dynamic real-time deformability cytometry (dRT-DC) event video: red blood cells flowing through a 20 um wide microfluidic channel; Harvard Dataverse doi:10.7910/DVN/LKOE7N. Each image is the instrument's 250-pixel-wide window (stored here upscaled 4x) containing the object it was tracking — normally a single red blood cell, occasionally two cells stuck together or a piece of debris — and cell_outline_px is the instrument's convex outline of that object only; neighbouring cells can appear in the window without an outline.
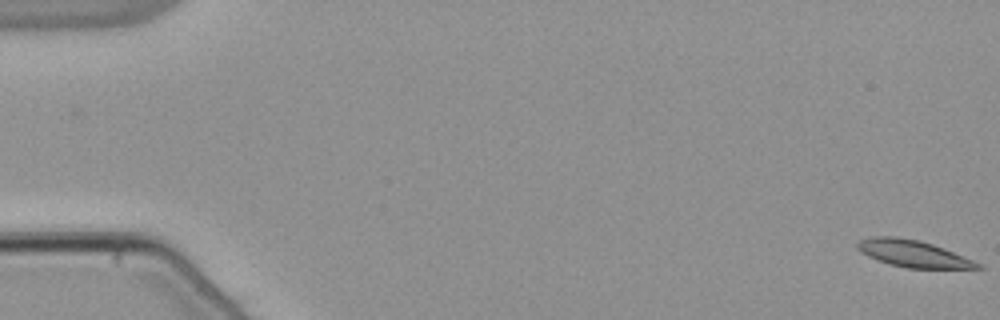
{"species": "common noctule bat (a hibernating species)", "species_latin": "Nyctalus noctula", "temperature_condition": "warm", "stored_images_in_passage": 56, "camera_frame_rate_fps": 3000, "um_per_image_px": 0.085, "animal": {"sex": "male", "body_mass_g": 21.5, "forearm_length_mm": 52.0}, "frame": {"image": 1, "passage_image": 1, "time_ms": 0.0, "image_size_px": [1000, 320], "cell_outline_px": [[984, 268], [908, 268], [888, 264], [868, 256], [860, 252], [856, 248], [856, 244], [860, 240], [872, 236], [896, 236], [920, 240], [944, 248], [984, 264]], "centroid_in_image_um": [77.62, 21.55], "position_along_channel_um": 7.4, "area_um2": 18.96}}
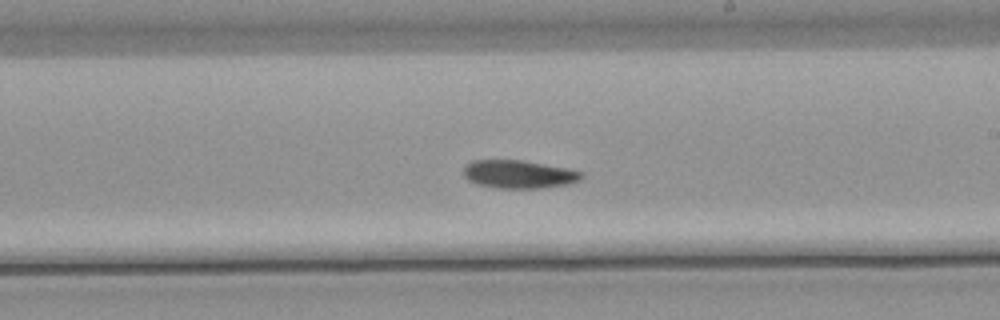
{"frame": {"image": 2, "passage_image": 33, "time_ms": 10.667, "image_size_px": [1000, 320], "cell_outline_px": [[584, 176], [580, 180], [568, 184], [544, 188], [496, 188], [476, 184], [468, 180], [464, 176], [464, 164], [472, 160], [520, 160], [564, 168], [584, 172]], "centroid_in_image_um": [44.07, 14.82], "position_along_channel_um": 244.9, "area_um2": 19.36}}
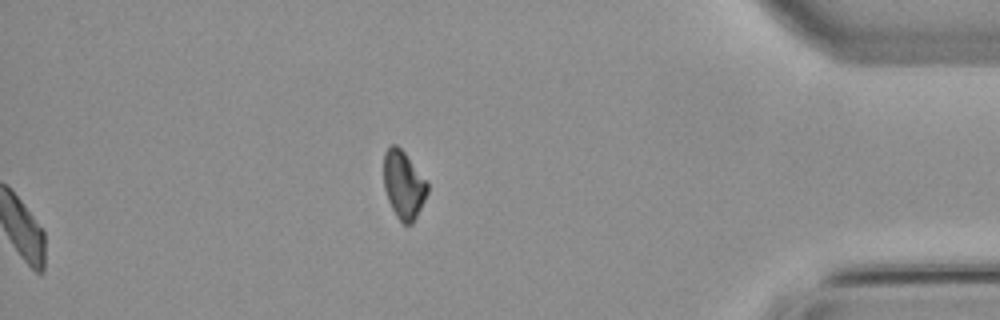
{"frame": {"image": 3, "passage_image": 56, "time_ms": 18.333, "image_size_px": [1000, 320], "cell_outline_px": [[428, 192], [412, 224], [404, 224], [396, 216], [388, 200], [384, 188], [384, 152], [388, 144], [396, 144], [404, 152], [428, 184]], "centroid_in_image_um": [34.27, 15.68], "position_along_channel_um": 400.9, "area_um2": 17.05}, "authors_computed_cell_mechanics": {"area_um2": 19.3919, "velocity_mm_per_s": 3.8098, "shape_relaxation_time_tau1_ms": 4.3816, "shape_relaxation_time_tau2_ms": null, "deformation_change_tau1": 0.127, "deformation_change_tau2": null}}